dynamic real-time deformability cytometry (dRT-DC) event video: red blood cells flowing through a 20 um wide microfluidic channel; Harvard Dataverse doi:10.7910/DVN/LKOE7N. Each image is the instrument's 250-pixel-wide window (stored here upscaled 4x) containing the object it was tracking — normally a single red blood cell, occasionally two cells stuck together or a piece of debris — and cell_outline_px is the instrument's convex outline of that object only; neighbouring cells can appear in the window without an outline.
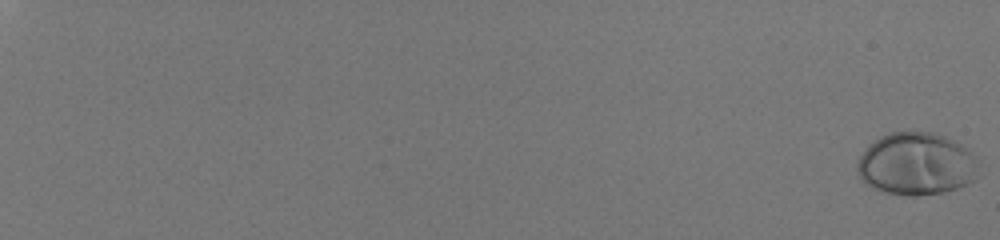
{"species": "human", "species_latin": "Homo sapiens", "temperature_condition": "room temperature", "stored_images_in_passage": 54, "camera_frame_rate_fps": 3000, "um_per_image_px": 0.085, "donor": {"sex": "male"}, "frame": {"image": 1, "passage_image": 1, "time_ms": 0.0, "image_size_px": [1000, 240], "cell_outline_px": [[980, 176], [976, 180], [968, 184], [944, 192], [916, 196], [904, 196], [884, 192], [872, 188], [860, 180], [856, 172], [856, 164], [860, 156], [868, 144], [880, 136], [892, 132], [912, 128], [932, 132], [944, 136], [968, 148], [976, 156]], "centroid_in_image_um": [77.89, 13.92], "position_along_channel_um": 7.1, "area_um2": 45.6}}
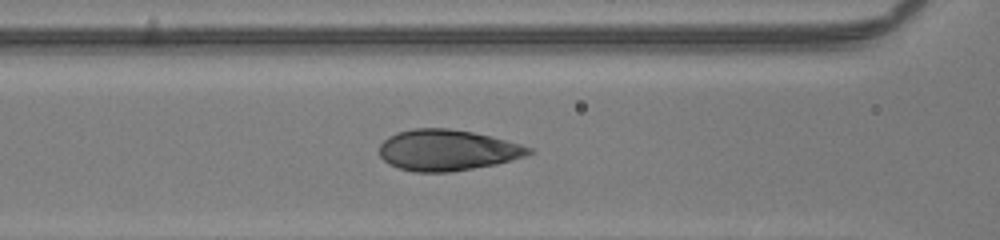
{"frame": {"image": 2, "passage_image": 32, "time_ms": 10.333, "image_size_px": [1000, 240], "cell_outline_px": [[536, 152], [512, 160], [496, 164], [448, 172], [416, 172], [400, 168], [388, 164], [380, 156], [380, 144], [388, 136], [396, 132], [412, 128], [448, 128], [472, 132], [492, 136], [520, 144], [532, 148]], "centroid_in_image_um": [38.02, 12.75], "position_along_channel_um": 128.6, "area_um2": 35.72}}
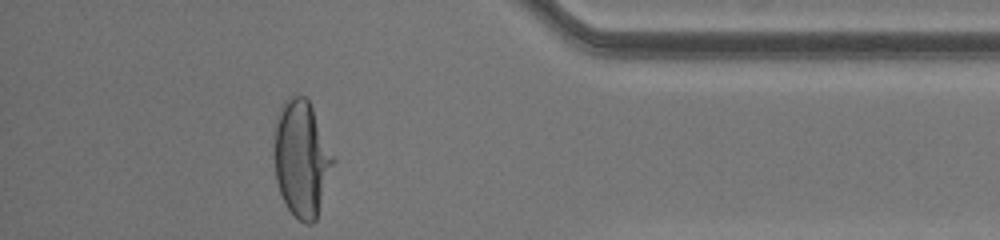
{"frame": {"image": 3, "passage_image": 54, "time_ms": 17.667, "image_size_px": [1000, 240], "cell_outline_px": [[336, 160], [316, 220], [312, 224], [304, 224], [288, 208], [280, 192], [276, 180], [272, 152], [272, 132], [276, 116], [284, 100], [288, 96], [304, 96], [308, 100], [312, 108]], "centroid_in_image_um": [25.6, 13.46], "position_along_channel_um": 409.6, "area_um2": 40.69}, "authors_computed_cell_mechanics": {"area_um2": 37.57, "velocity_mm_per_s": 4.0901, "shape_relaxation_time_tau1_ms": 4.2848, "shape_relaxation_time_tau2_ms": null, "deformation_change_tau1": 0.2241, "deformation_change_tau2": null}}